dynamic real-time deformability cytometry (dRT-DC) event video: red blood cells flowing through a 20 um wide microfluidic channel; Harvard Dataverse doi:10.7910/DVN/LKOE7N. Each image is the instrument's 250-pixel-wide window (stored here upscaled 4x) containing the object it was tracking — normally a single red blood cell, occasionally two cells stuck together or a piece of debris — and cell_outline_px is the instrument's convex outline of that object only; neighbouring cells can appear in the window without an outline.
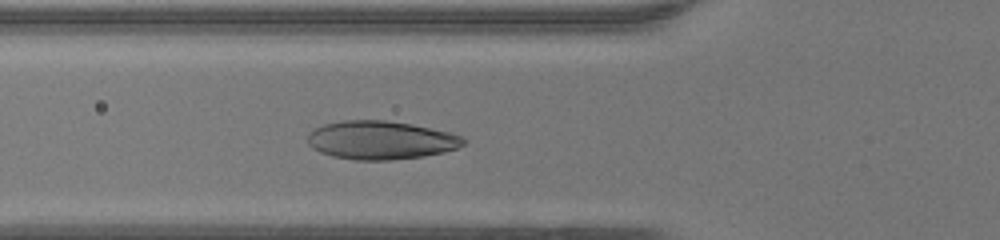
{"species": "human", "species_latin": "Homo sapiens", "temperature_condition": "warm", "stored_images_in_passage": 45, "camera_frame_rate_fps": 3000, "um_per_image_px": 0.085, "donor": {"sex": "female"}, "frame": {"image": 1, "passage_image": 15, "time_ms": 4.667, "image_size_px": [1000, 240], "cell_outline_px": [[464, 144], [456, 148], [444, 152], [424, 156], [392, 160], [356, 160], [332, 156], [320, 152], [312, 148], [308, 144], [308, 132], [324, 124], [344, 120], [384, 120], [412, 124], [448, 132], [460, 136], [464, 140]], "centroid_in_image_um": [32.33, 11.91], "position_along_channel_um": 93.5, "area_um2": 34.8}}
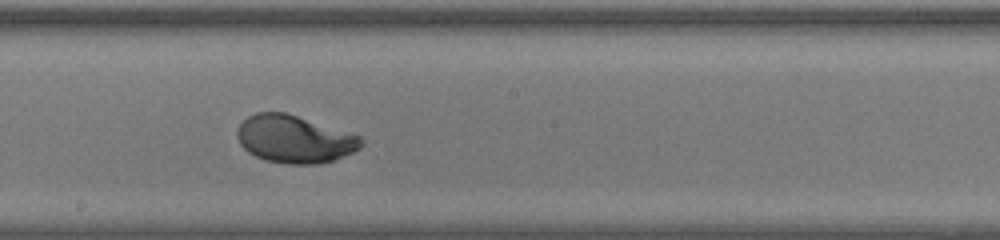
{"frame": {"image": 2, "passage_image": 24, "time_ms": 7.667, "image_size_px": [1000, 240], "cell_outline_px": [[364, 144], [360, 148], [352, 152], [332, 160], [316, 164], [288, 164], [264, 160], [248, 152], [240, 144], [236, 136], [236, 132], [240, 124], [248, 116], [256, 112], [284, 112], [360, 136], [364, 140]], "centroid_in_image_um": [25.0, 11.83], "position_along_channel_um": 223.2, "area_um2": 34.1}}
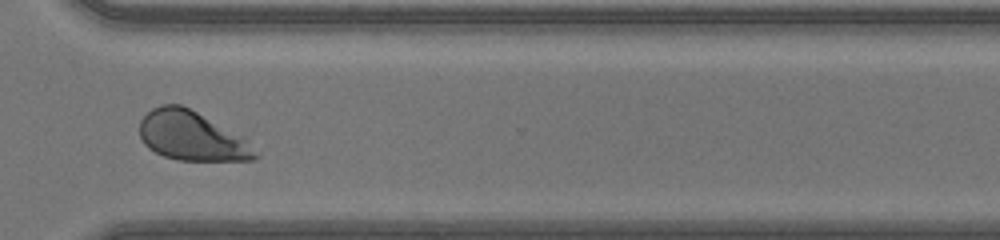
{"frame": {"image": 3, "passage_image": 33, "time_ms": 10.667, "image_size_px": [1000, 240], "cell_outline_px": [[256, 160], [180, 160], [164, 156], [148, 148], [144, 144], [140, 136], [140, 120], [152, 108], [160, 104], [180, 104], [244, 136], [248, 140], [256, 156]], "centroid_in_image_um": [16.27, 11.55], "position_along_channel_um": 354.3, "area_um2": 32.89}, "authors_computed_cell_mechanics": {"area_um2": 34.68, "velocity_mm_per_s": 4.3397, "shape_relaxation_time_tau1_ms": 2.416, "shape_relaxation_time_tau2_ms": null, "deformation_change_tau1": 0.166, "deformation_change_tau2": null}}